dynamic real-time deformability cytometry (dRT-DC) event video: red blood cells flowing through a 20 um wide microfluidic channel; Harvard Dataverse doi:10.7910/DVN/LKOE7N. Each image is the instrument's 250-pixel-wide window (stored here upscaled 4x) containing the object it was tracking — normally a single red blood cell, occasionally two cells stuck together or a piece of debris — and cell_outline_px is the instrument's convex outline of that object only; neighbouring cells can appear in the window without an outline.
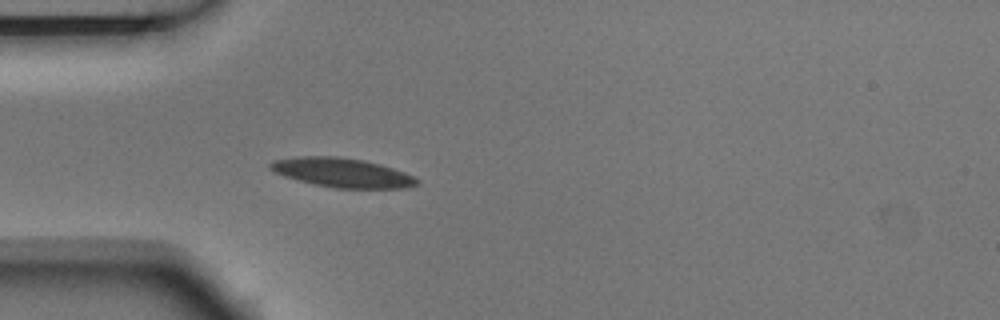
{"species": "Egyptian fruit bat (a non-hibernating species)", "species_latin": "Rousettus aegyptiacus", "temperature_condition": "room temperature", "stored_images_in_passage": 4, "camera_frame_rate_fps": 3000, "um_per_image_px": 0.085, "animal": {"sex": "male"}, "frame": {"image": 1, "passage_image": 4, "time_ms": 1.0, "image_size_px": [1000, 320], "cell_outline_px": [[420, 184], [404, 188], [336, 188], [312, 184], [284, 176], [272, 172], [268, 168], [268, 164], [272, 160], [296, 156], [336, 156], [364, 160], [380, 164], [404, 172], [420, 180]], "centroid_in_image_um": [29.03, 14.67], "position_along_channel_um": 56.0, "area_um2": 25.2}}